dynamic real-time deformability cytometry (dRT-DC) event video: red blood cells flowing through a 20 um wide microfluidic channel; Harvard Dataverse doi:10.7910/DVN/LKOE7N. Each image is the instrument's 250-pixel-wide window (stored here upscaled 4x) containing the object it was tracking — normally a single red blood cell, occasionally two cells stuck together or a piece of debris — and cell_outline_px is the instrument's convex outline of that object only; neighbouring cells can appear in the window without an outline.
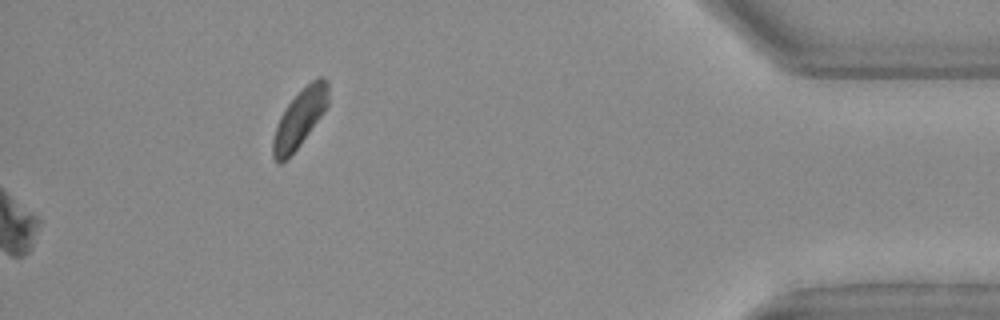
{"species": "Egyptian fruit bat (a non-hibernating species)", "species_latin": "Rousettus aegyptiacus", "temperature_condition": "warm", "stored_images_in_passage": 28, "camera_frame_rate_fps": 3000, "um_per_image_px": 0.085, "animal": {"sex": "female"}, "frame": {"image": 1, "passage_image": 28, "time_ms": 9.0, "image_size_px": [1000, 320], "cell_outline_px": [[328, 104], [320, 116], [300, 144], [280, 164], [276, 164], [272, 156], [272, 140], [280, 116], [288, 104], [316, 76], [324, 76], [328, 80]], "centroid_in_image_um": [25.46, 10.04], "position_along_channel_um": 409.7, "area_um2": 18.15}}